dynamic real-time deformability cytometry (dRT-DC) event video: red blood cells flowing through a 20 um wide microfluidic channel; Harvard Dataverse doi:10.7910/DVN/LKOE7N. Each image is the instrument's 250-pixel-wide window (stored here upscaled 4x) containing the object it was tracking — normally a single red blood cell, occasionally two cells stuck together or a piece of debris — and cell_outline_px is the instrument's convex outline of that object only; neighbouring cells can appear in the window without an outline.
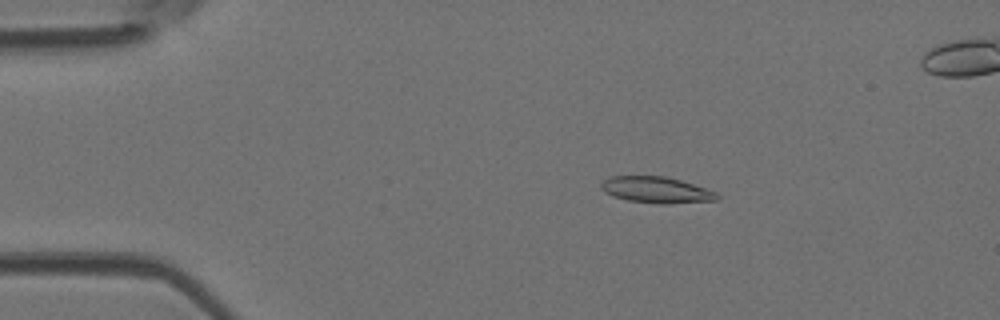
{"species": "Egyptian fruit bat (a non-hibernating species)", "species_latin": "Rousettus aegyptiacus", "temperature_condition": "room temperature", "stored_images_in_passage": 7, "camera_frame_rate_fps": 3000, "um_per_image_px": 0.085, "animal": {"sex": "female"}, "frame": {"image": 1, "passage_image": 3, "time_ms": 0.667, "image_size_px": [1000, 320], "cell_outline_px": [[720, 196], [716, 200], [668, 204], [660, 204], [628, 200], [604, 192], [600, 188], [600, 180], [612, 176], [664, 176], [680, 180], [716, 192]], "centroid_in_image_um": [55.75, 16.13], "position_along_channel_um": 29.3, "area_um2": 17.63}}
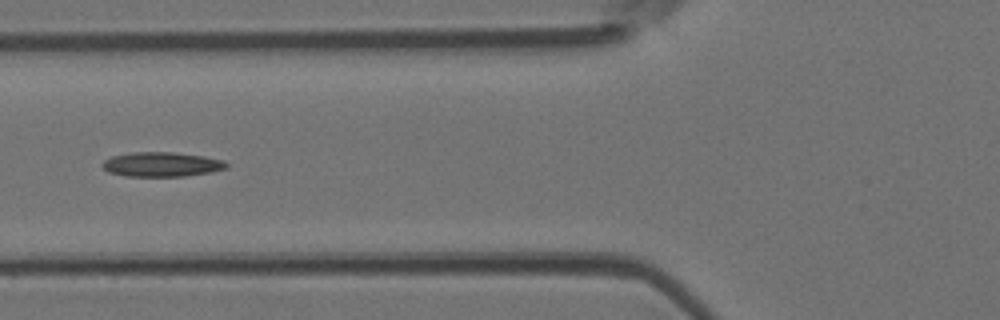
{"frame": {"image": 2, "passage_image": 6, "time_ms": 1.667, "image_size_px": [1000, 320], "cell_outline_px": [[228, 168], [212, 172], [184, 176], [124, 176], [108, 172], [100, 164], [104, 160], [112, 156], [128, 152], [172, 152], [204, 156], [224, 160], [228, 164]], "centroid_in_image_um": [13.74, 13.97], "position_along_channel_um": 112.1, "area_um2": 17.92}}
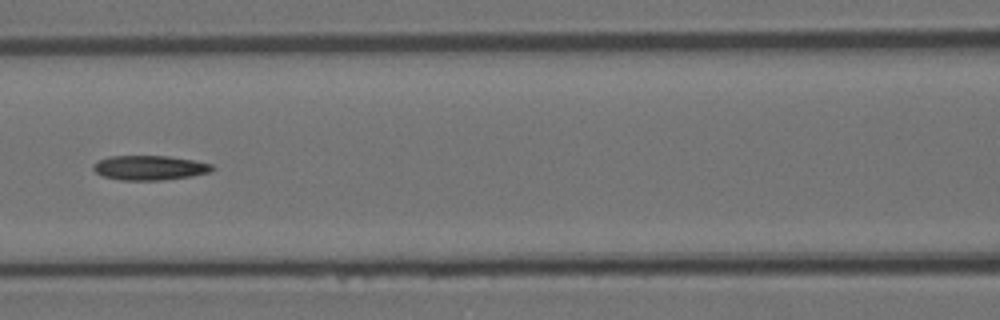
{"frame": {"image": 3, "passage_image": 7, "time_ms": 2.0, "image_size_px": [1000, 320], "cell_outline_px": [[216, 168], [212, 172], [192, 176], [160, 180], [120, 180], [104, 176], [96, 172], [92, 168], [92, 164], [108, 156], [168, 156], [196, 160], [212, 164]], "centroid_in_image_um": [12.76, 14.25], "position_along_channel_um": 153.8, "area_um2": 17.17}}